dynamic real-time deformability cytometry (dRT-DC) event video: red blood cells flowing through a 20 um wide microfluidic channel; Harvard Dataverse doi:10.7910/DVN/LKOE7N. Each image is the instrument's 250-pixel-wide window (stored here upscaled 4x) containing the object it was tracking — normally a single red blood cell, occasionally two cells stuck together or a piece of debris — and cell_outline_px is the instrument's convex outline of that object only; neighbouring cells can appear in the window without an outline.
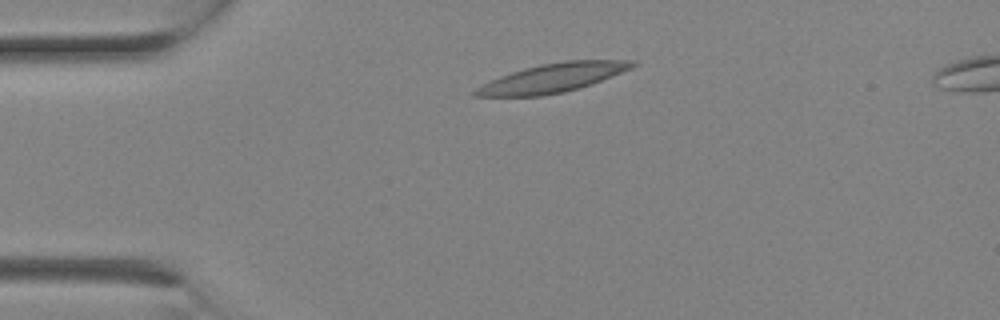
{"species": "Egyptian fruit bat (a non-hibernating species)", "species_latin": "Rousettus aegyptiacus", "temperature_condition": "room temperature", "stored_images_in_passage": 2, "camera_frame_rate_fps": 3000, "um_per_image_px": 0.085, "animal": {"sex": "female"}, "frame": {"image": 1, "passage_image": 1, "time_ms": 0.0, "image_size_px": [1000, 320], "cell_outline_px": [[636, 64], [632, 68], [592, 84], [580, 88], [564, 92], [544, 96], [472, 96], [472, 92], [476, 88], [500, 76], [524, 68], [540, 64], [564, 60], [636, 60]], "centroid_in_image_um": [47.0, 6.62], "position_along_channel_um": 38.0, "area_um2": 26.36}}